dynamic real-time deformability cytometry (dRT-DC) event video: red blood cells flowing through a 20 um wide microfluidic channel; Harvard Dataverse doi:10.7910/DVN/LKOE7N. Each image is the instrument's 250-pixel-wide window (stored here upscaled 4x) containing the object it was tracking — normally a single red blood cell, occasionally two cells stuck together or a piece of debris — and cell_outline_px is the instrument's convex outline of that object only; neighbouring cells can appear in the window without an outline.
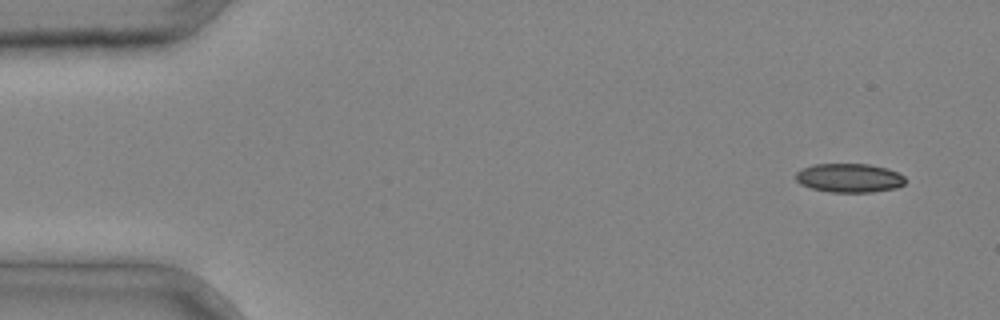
{"species": "common noctule bat (a hibernating species)", "species_latin": "Nyctalus noctula", "temperature_condition": "cold", "stored_images_in_passage": 3, "camera_frame_rate_fps": 3000, "um_per_image_px": 0.085, "animal": {"sex": "male", "body_mass_g": 20.4}, "frame": {"image": 1, "passage_image": 1, "time_ms": 0.0, "image_size_px": [1000, 320], "cell_outline_px": [[908, 180], [904, 184], [896, 188], [872, 192], [832, 192], [812, 188], [800, 184], [796, 180], [796, 172], [812, 164], [868, 164], [888, 168], [904, 176]], "centroid_in_image_um": [72.22, 15.12], "position_along_channel_um": 12.8, "area_um2": 18.5}}